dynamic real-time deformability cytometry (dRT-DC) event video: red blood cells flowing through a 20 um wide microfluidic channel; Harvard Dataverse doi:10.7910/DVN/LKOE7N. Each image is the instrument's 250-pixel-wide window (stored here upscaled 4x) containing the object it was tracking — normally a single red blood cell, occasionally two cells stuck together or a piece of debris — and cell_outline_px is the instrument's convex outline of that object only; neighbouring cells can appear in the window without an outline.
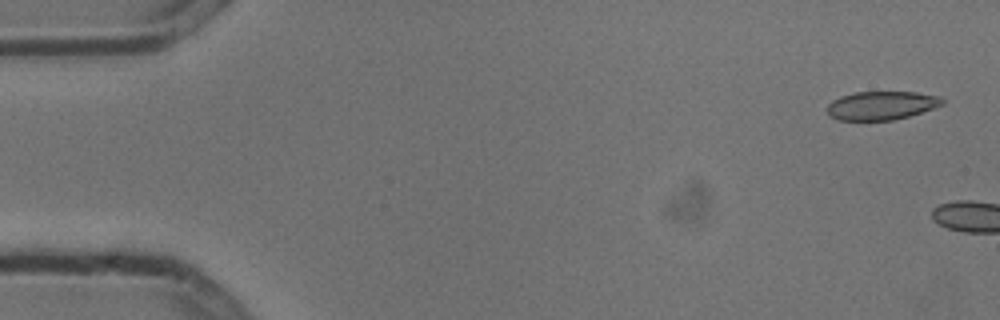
{"species": "common noctule bat (a hibernating species)", "species_latin": "Nyctalus noctula", "temperature_condition": "cold", "stored_images_in_passage": 2, "camera_frame_rate_fps": 3000, "um_per_image_px": 0.085, "animal": {"sex": "male", "body_mass_g": 13.3}, "frame": {"image": 1, "passage_image": 1, "time_ms": 0.0, "image_size_px": [1000, 320], "cell_outline_px": [[944, 104], [908, 116], [892, 120], [840, 120], [828, 116], [828, 104], [832, 100], [840, 96], [856, 92], [916, 92], [940, 96], [944, 100]], "centroid_in_image_um": [74.91, 8.96], "position_along_channel_um": 10.1, "area_um2": 19.07}}